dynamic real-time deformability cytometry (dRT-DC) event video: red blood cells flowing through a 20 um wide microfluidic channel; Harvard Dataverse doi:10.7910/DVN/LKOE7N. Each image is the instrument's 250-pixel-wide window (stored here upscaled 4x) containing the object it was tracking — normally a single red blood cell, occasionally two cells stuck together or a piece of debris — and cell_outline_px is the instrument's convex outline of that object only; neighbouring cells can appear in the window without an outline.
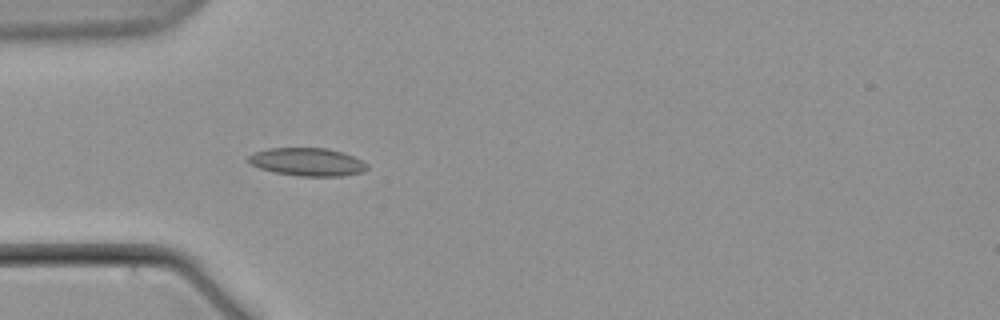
{"species": "common noctule bat (a hibernating species)", "species_latin": "Nyctalus noctula", "temperature_condition": "warm", "stored_images_in_passage": 7, "camera_frame_rate_fps": 3000, "um_per_image_px": 0.085, "animal": {"sex": "male", "body_mass_g": 21.5, "forearm_length_mm": 52.0}, "frame": {"image": 1, "passage_image": 7, "time_ms": 8.667, "image_size_px": [1000, 320], "cell_outline_px": [[368, 168], [364, 172], [340, 176], [300, 176], [276, 172], [260, 168], [252, 164], [248, 160], [248, 156], [256, 152], [268, 148], [328, 148], [352, 156], [368, 164]], "centroid_in_image_um": [26.15, 13.76], "position_along_channel_um": 58.9, "area_um2": 19.13}}